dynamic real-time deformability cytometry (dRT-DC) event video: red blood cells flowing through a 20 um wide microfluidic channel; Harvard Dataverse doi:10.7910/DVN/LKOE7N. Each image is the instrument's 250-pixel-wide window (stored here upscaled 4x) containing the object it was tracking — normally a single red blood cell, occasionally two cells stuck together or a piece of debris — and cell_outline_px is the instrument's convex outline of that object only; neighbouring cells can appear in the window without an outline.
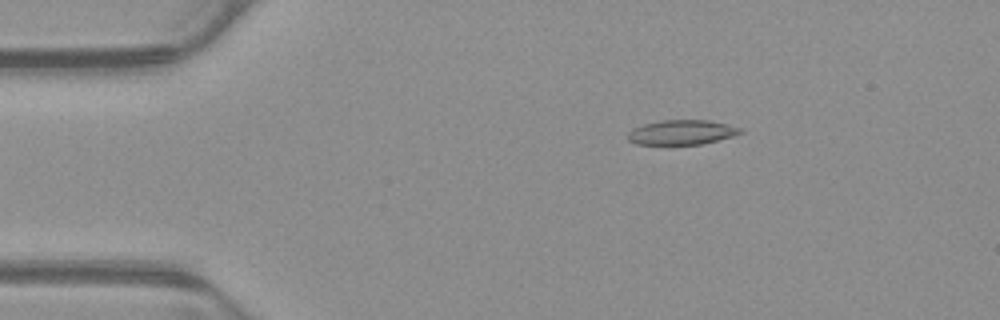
{"species": "common noctule bat (a hibernating species)", "species_latin": "Nyctalus noctula", "temperature_condition": "warm", "stored_images_in_passage": 53, "camera_frame_rate_fps": 3000, "um_per_image_px": 0.085, "animal": {"sex": "male", "body_mass_g": 23.1, "forearm_length_mm": 52.7}, "frame": {"image": 1, "passage_image": 9, "time_ms": 2.667, "image_size_px": [1000, 320], "cell_outline_px": [[744, 132], [732, 136], [700, 144], [636, 144], [628, 140], [628, 132], [632, 128], [644, 124], [664, 120], [708, 120], [744, 128]], "centroid_in_image_um": [57.95, 11.24], "position_along_channel_um": 27.0, "area_um2": 16.07}}
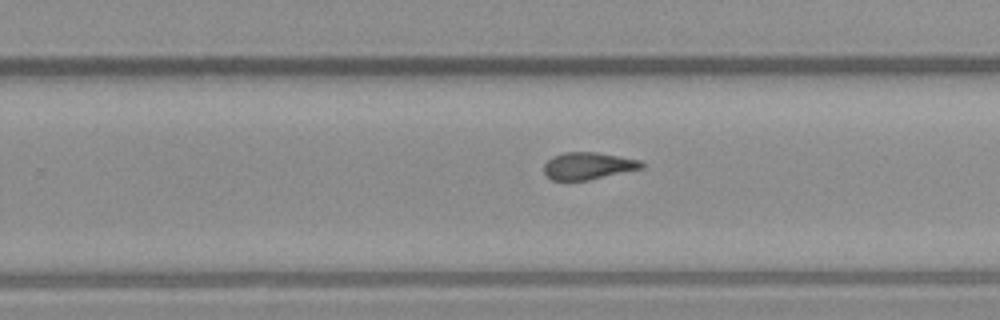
{"frame": {"image": 2, "passage_image": 33, "time_ms": 10.667, "image_size_px": [1000, 320], "cell_outline_px": [[644, 168], [588, 180], [552, 180], [544, 172], [544, 164], [552, 156], [564, 152], [596, 152], [640, 160], [644, 164]], "centroid_in_image_um": [49.99, 14.09], "position_along_channel_um": 279.8, "area_um2": 15.37}}
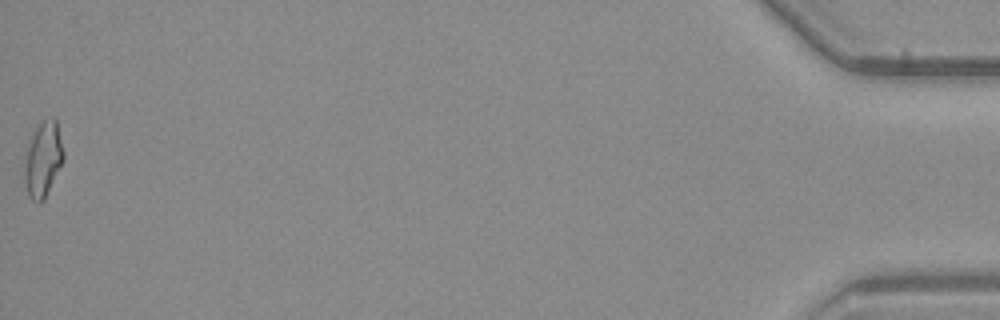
{"frame": {"image": 3, "passage_image": 53, "time_ms": 17.333, "image_size_px": [1000, 320], "cell_outline_px": [[64, 160], [44, 200], [40, 204], [36, 204], [28, 196], [24, 180], [24, 164], [28, 144], [32, 132], [44, 120], [52, 116], [56, 116], [64, 152]], "centroid_in_image_um": [3.66, 13.55], "position_along_channel_um": 431.5, "area_um2": 17.46}, "authors_computed_cell_mechanics": {"area_um2": 16.1262, "velocity_mm_per_s": 3.8924, "shape_relaxation_time_tau1_ms": null, "shape_relaxation_time_tau2_ms": 3.6423, "deformation_change_tau1": null, "deformation_change_tau2": 0.1105}}